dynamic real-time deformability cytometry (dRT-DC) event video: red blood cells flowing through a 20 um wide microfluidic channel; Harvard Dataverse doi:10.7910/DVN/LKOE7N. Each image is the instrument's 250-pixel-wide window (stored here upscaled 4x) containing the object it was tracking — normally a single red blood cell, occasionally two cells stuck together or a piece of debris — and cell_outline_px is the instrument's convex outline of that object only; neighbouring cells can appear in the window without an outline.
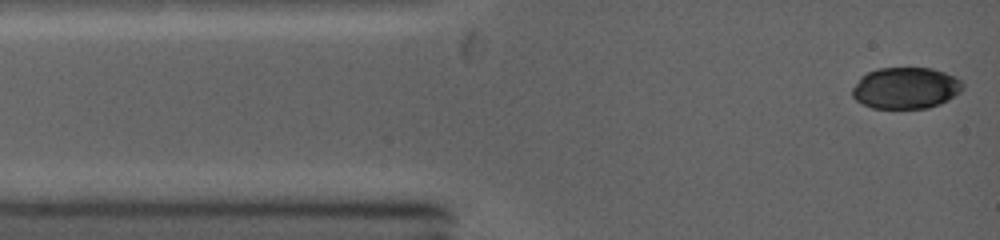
{"species": "common noctule bat (a hibernating species)", "species_latin": "Nyctalus noctula", "temperature_condition": "warm", "stored_images_in_passage": 78, "camera_frame_rate_fps": 5000, "um_per_image_px": 0.085, "animal": {"sex": "female", "body_mass_g": 19.0, "forearm_length_mm": 53.3}, "frame": {"image": 1, "passage_image": 1, "time_ms": 0.0, "image_size_px": [1000, 240], "cell_outline_px": [[964, 84], [960, 92], [948, 100], [940, 104], [928, 108], [872, 108], [856, 100], [852, 96], [852, 88], [860, 76], [868, 72], [880, 68], [928, 68], [944, 72], [960, 80]], "centroid_in_image_um": [76.97, 7.49], "position_along_channel_um": 8.0, "area_um2": 26.59}}
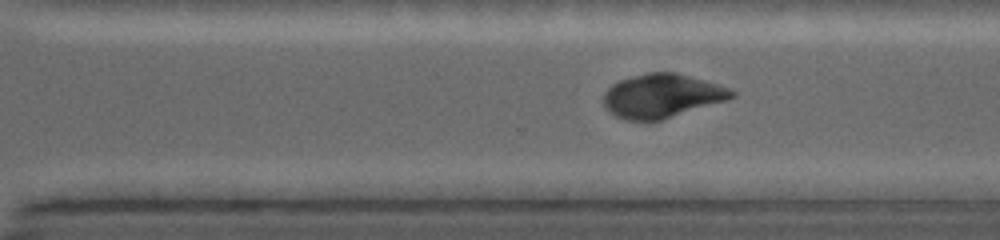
{"frame": {"image": 2, "passage_image": 54, "time_ms": 8.2, "image_size_px": [1000, 240], "cell_outline_px": [[736, 96], [724, 100], [660, 120], [624, 120], [608, 112], [604, 108], [604, 92], [612, 84], [620, 80], [648, 72], [672, 72], [688, 76], [716, 84], [728, 88], [736, 92]], "centroid_in_image_um": [56.19, 8.15], "position_along_channel_um": 314.4, "area_um2": 32.08}}
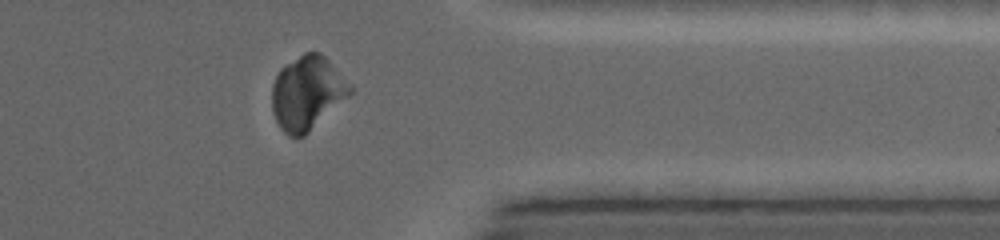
{"frame": {"image": 3, "passage_image": 70, "time_ms": 10.0, "image_size_px": [1000, 240], "cell_outline_px": [[352, 92], [348, 96], [304, 136], [296, 140], [288, 136], [280, 128], [272, 112], [272, 84], [280, 68], [284, 64], [304, 52], [320, 52], [328, 60], [352, 88]], "centroid_in_image_um": [26.05, 7.92], "position_along_channel_um": 385.3, "area_um2": 33.35}}